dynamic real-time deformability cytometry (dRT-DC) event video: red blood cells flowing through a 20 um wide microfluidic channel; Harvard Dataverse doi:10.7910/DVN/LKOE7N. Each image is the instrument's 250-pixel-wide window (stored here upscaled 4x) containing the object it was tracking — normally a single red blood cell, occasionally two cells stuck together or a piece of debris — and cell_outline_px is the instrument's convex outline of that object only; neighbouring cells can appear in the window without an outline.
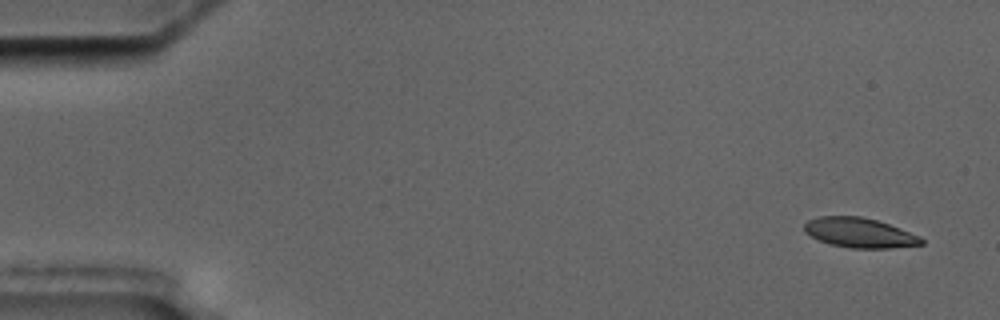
{"species": "common noctule bat (a hibernating species)", "species_latin": "Nyctalus noctula", "temperature_condition": "cold", "stored_images_in_passage": 5, "camera_frame_rate_fps": 3000, "um_per_image_px": 0.085, "animal": {"sex": "male", "body_mass_g": 17.5, "forearm_length_mm": 52.3}, "frame": {"image": 1, "passage_image": 1, "time_ms": 0.0, "image_size_px": [1000, 320], "cell_outline_px": [[924, 244], [888, 248], [852, 248], [832, 244], [820, 240], [804, 232], [804, 224], [808, 220], [816, 216], [860, 216], [876, 220], [888, 224], [920, 236], [924, 240]], "centroid_in_image_um": [73.05, 19.77], "position_along_channel_um": 12.0, "area_um2": 20.11}}
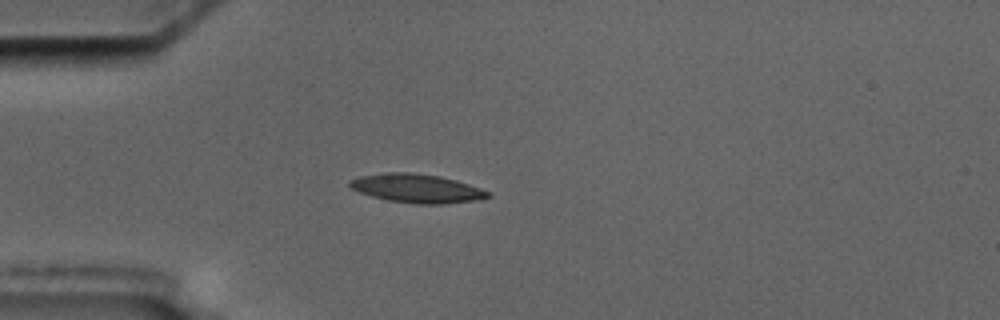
{"frame": {"image": 2, "passage_image": 5, "time_ms": 4.333, "image_size_px": [1000, 320], "cell_outline_px": [[492, 196], [476, 200], [440, 204], [416, 204], [388, 200], [372, 196], [360, 192], [352, 188], [348, 184], [348, 180], [360, 176], [388, 172], [412, 172], [440, 176], [456, 180], [492, 192]], "centroid_in_image_um": [35.44, 16.01], "position_along_channel_um": 49.6, "area_um2": 23.12}}